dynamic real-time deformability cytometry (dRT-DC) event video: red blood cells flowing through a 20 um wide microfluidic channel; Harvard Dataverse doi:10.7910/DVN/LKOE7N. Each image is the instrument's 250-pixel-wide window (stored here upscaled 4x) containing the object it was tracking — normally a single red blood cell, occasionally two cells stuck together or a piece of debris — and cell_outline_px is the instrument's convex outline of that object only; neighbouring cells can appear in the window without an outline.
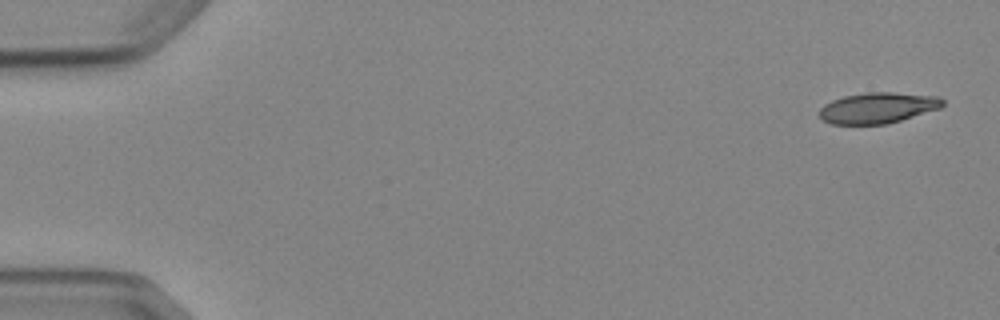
{"species": "Egyptian fruit bat (a non-hibernating species)", "species_latin": "Rousettus aegyptiacus", "temperature_condition": "cold", "stored_images_in_passage": 4, "camera_frame_rate_fps": 3000, "um_per_image_px": 0.085, "animal": {"sex": "female"}, "frame": {"image": 1, "passage_image": 1, "time_ms": 0.0, "image_size_px": [1000, 320], "cell_outline_px": [[944, 104], [940, 108], [900, 120], [884, 124], [832, 124], [820, 120], [820, 108], [824, 104], [832, 100], [844, 96], [868, 92], [892, 92], [940, 96], [944, 100]], "centroid_in_image_um": [74.6, 9.16], "position_along_channel_um": 10.4, "area_um2": 22.14}}
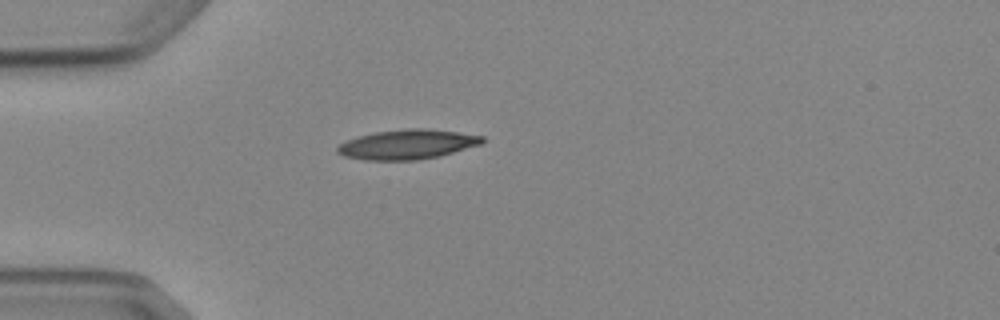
{"frame": {"image": 2, "passage_image": 4, "time_ms": 4.333, "image_size_px": [1000, 320], "cell_outline_px": [[484, 140], [480, 144], [440, 156], [416, 160], [364, 160], [344, 156], [336, 152], [336, 148], [340, 144], [348, 140], [360, 136], [376, 132], [408, 128], [424, 128], [456, 132], [484, 136]], "centroid_in_image_um": [34.61, 12.28], "position_along_channel_um": 50.4, "area_um2": 24.8}}